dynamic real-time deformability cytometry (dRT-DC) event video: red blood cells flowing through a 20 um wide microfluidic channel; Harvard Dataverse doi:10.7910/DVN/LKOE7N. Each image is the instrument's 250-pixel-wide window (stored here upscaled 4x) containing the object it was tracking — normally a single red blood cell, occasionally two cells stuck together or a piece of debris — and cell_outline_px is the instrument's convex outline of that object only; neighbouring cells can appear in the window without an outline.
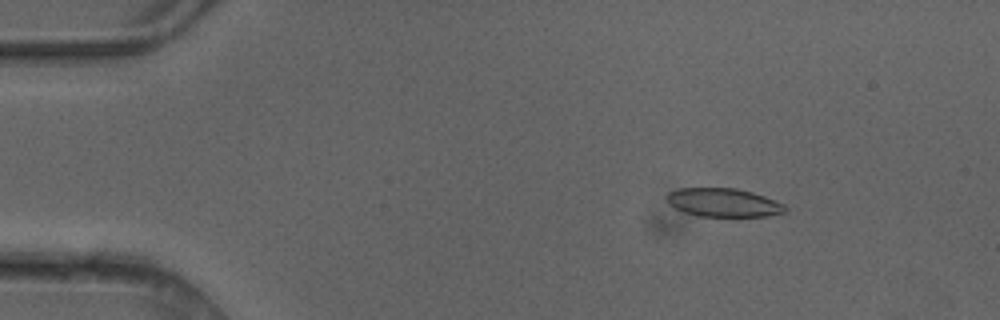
{"species": "common noctule bat (a hibernating species)", "species_latin": "Nyctalus noctula", "temperature_condition": "cold", "stored_images_in_passage": 3, "camera_frame_rate_fps": 3000, "um_per_image_px": 0.085, "animal": {"sex": "female"}, "frame": {"image": 1, "passage_image": 1, "time_ms": 0.0, "image_size_px": [1000, 320], "cell_outline_px": [[788, 212], [768, 216], [700, 216], [684, 212], [668, 204], [668, 192], [680, 188], [736, 188], [752, 192], [764, 196], [784, 204], [788, 208]], "centroid_in_image_um": [61.54, 17.22], "position_along_channel_um": 23.5, "area_um2": 19.65}}